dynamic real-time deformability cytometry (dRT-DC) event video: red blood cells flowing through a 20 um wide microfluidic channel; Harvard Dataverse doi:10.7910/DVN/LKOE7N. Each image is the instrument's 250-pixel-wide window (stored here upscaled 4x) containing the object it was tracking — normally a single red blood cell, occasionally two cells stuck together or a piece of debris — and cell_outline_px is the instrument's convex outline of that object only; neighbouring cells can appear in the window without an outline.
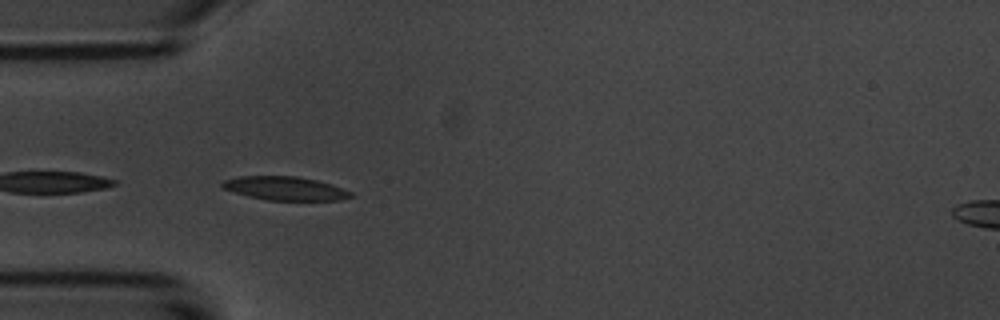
{"species": "common noctule bat (a hibernating species)", "species_latin": "Nyctalus noctula", "temperature_condition": "room temperature", "stored_images_in_passage": 8, "camera_frame_rate_fps": 3000, "um_per_image_px": 0.085, "animal": {"sex": "male", "body_mass_g": 20.1, "forearm_length_mm": 53.5}, "frame": {"image": 1, "passage_image": 3, "time_ms": 2.333, "image_size_px": [1000, 320], "cell_outline_px": [[356, 196], [340, 200], [268, 200], [248, 196], [220, 188], [220, 184], [224, 180], [240, 176], [296, 176], [316, 180], [332, 184], [352, 192]], "centroid_in_image_um": [24.24, 16.01], "position_along_channel_um": 60.8, "area_um2": 17.8}}
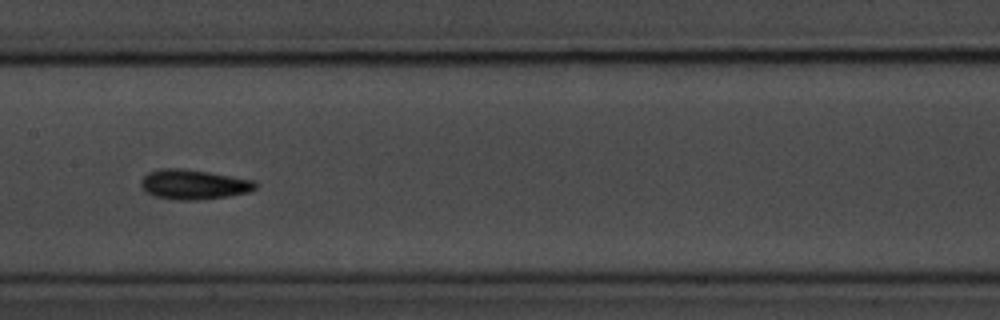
{"frame": {"image": 2, "passage_image": 6, "time_ms": 6.0, "image_size_px": [1000, 320], "cell_outline_px": [[260, 184], [256, 188], [248, 192], [228, 196], [196, 200], [176, 200], [156, 196], [148, 192], [140, 184], [140, 180], [148, 172], [160, 168], [180, 168], [208, 172], [256, 180]], "centroid_in_image_um": [16.5, 15.67], "position_along_channel_um": 190.9, "area_um2": 19.88}}
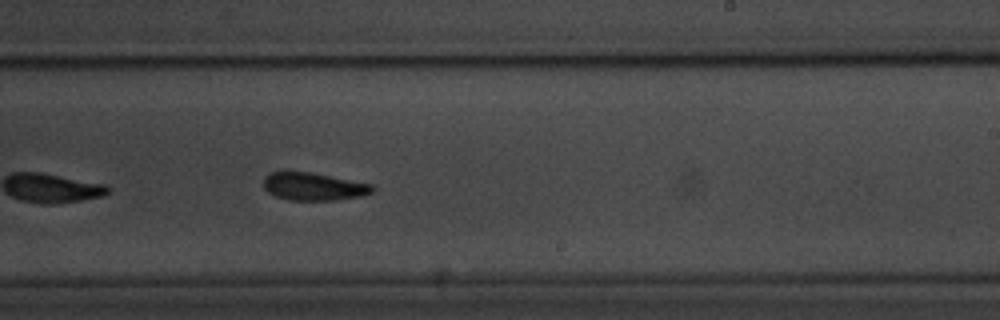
{"frame": {"image": 3, "passage_image": 8, "time_ms": 8.0, "image_size_px": [1000, 320], "cell_outline_px": [[376, 188], [372, 192], [360, 196], [336, 200], [288, 200], [276, 196], [268, 192], [264, 188], [264, 176], [272, 172], [308, 172], [372, 184]], "centroid_in_image_um": [26.65, 15.86], "position_along_channel_um": 262.3, "area_um2": 17.4}}